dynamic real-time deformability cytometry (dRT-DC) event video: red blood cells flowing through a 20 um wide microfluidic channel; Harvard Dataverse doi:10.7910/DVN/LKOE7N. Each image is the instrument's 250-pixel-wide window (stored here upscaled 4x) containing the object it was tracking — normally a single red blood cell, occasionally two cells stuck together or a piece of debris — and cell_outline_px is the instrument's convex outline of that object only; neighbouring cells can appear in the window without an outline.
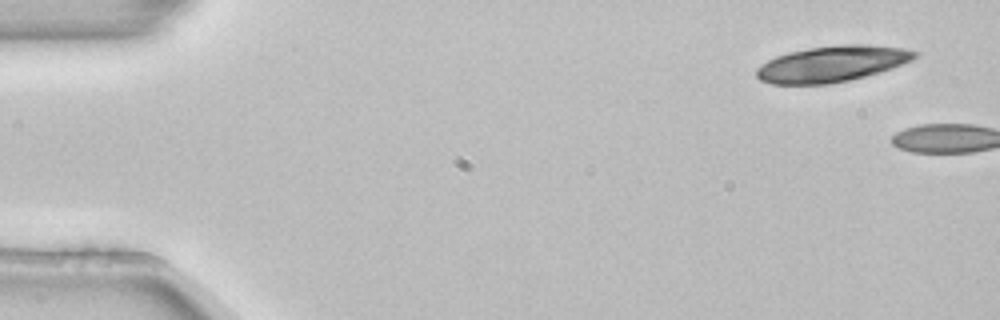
{"species": "common noctule bat (a hibernating species)", "species_latin": "Nyctalus noctula", "temperature_condition": "room temperature", "stored_images_in_passage": 2, "camera_frame_rate_fps": 3000, "um_per_image_px": 0.085, "animal": {"sex": "female", "body_mass_g": 22.7, "forearm_length_mm": 54.2}, "frame": {"image": 1, "passage_image": 1, "time_ms": 0.0, "image_size_px": [1000, 320], "cell_outline_px": [[920, 52], [912, 60], [892, 68], [880, 72], [848, 80], [828, 84], [772, 84], [760, 80], [756, 76], [756, 68], [768, 60], [776, 56], [788, 52], [808, 48], [840, 44], [868, 44], [904, 48]], "centroid_in_image_um": [70.72, 5.42], "position_along_channel_um": 14.3, "area_um2": 33.23}}